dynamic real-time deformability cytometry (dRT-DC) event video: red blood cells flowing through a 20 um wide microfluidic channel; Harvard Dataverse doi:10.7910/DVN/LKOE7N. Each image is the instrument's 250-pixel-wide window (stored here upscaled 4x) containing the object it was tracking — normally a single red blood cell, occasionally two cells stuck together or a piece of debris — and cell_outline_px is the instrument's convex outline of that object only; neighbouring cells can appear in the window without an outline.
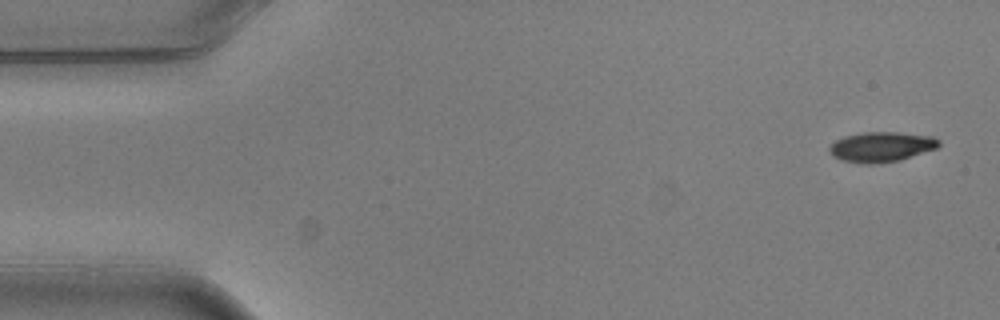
{"species": "common noctule bat (a hibernating species)", "species_latin": "Nyctalus noctula", "temperature_condition": "warm", "stored_images_in_passage": 4, "camera_frame_rate_fps": 3000, "um_per_image_px": 0.085, "animal": {"sex": "male", "body_mass_g": 20.5, "forearm_length_mm": 52.5}, "frame": {"image": 1, "passage_image": 1, "time_ms": 0.0, "image_size_px": [1000, 320], "cell_outline_px": [[940, 144], [936, 148], [900, 160], [868, 164], [864, 164], [844, 160], [832, 156], [828, 152], [828, 148], [836, 140], [844, 136], [860, 132], [900, 132], [932, 136], [940, 140]], "centroid_in_image_um": [74.9, 12.47], "position_along_channel_um": 10.1, "area_um2": 19.13}}
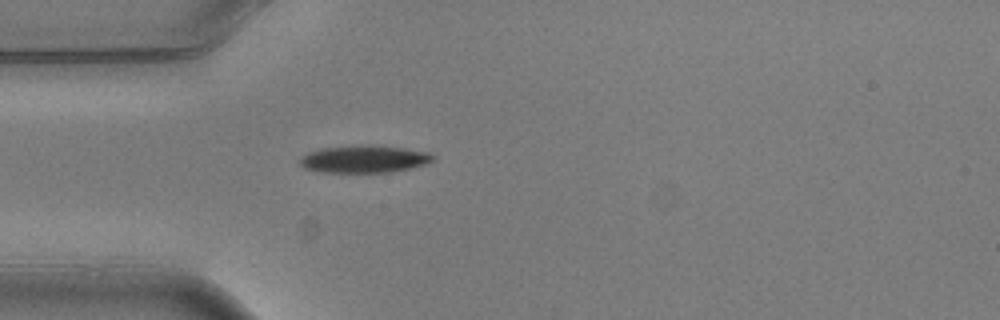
{"frame": {"image": 2, "passage_image": 4, "time_ms": 1.0, "image_size_px": [1000, 320], "cell_outline_px": [[436, 156], [432, 160], [424, 164], [412, 168], [388, 172], [320, 172], [304, 168], [300, 164], [300, 156], [308, 152], [320, 148], [360, 144], [372, 144], [404, 148], [428, 152]], "centroid_in_image_um": [30.92, 13.5], "position_along_channel_um": 54.1, "area_um2": 21.5}}